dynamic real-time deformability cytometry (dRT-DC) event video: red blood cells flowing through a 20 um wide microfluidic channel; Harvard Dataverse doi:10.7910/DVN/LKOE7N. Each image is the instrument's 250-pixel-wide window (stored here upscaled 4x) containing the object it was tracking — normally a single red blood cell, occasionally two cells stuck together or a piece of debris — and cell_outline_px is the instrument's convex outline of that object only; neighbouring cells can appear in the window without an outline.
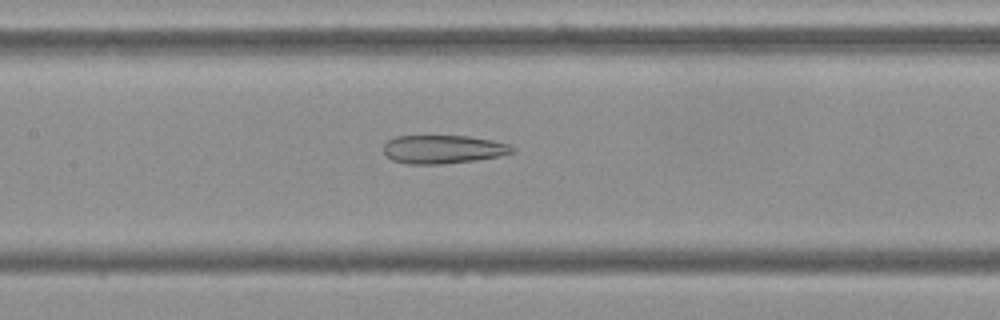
{"species": "Egyptian fruit bat (a non-hibernating species)", "species_latin": "Rousettus aegyptiacus", "temperature_condition": "cold", "stored_images_in_passage": 54, "camera_frame_rate_fps": 3000, "um_per_image_px": 0.085, "frame": {"image": 1, "passage_image": 25, "time_ms": 8.0, "image_size_px": [1000, 320], "cell_outline_px": [[516, 152], [476, 160], [444, 164], [408, 164], [392, 160], [384, 152], [384, 144], [388, 140], [396, 136], [468, 136], [492, 140], [508, 144], [516, 148]], "centroid_in_image_um": [37.67, 12.69], "position_along_channel_um": 169.7, "area_um2": 21.33}}
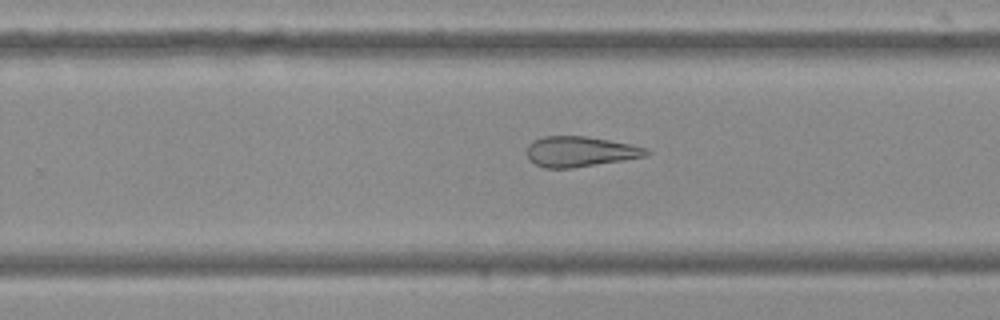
{"frame": {"image": 2, "passage_image": 34, "time_ms": 11.0, "image_size_px": [1000, 320], "cell_outline_px": [[652, 152], [644, 156], [624, 160], [572, 168], [544, 168], [528, 160], [528, 144], [532, 140], [544, 136], [584, 136], [632, 144], [648, 148]], "centroid_in_image_um": [49.31, 12.88], "position_along_channel_um": 280.5, "area_um2": 21.15}}
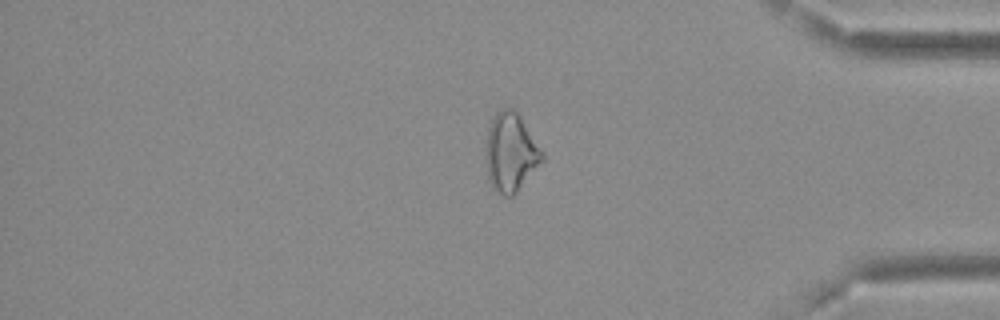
{"frame": {"image": 3, "passage_image": 45, "time_ms": 14.667, "image_size_px": [1000, 320], "cell_outline_px": [[544, 160], [516, 192], [512, 196], [504, 196], [492, 188], [488, 180], [488, 124], [496, 112], [504, 108], [512, 108], [520, 116], [544, 152]], "centroid_in_image_um": [43.44, 12.95], "position_along_channel_um": 391.8, "area_um2": 25.37}, "authors_computed_cell_mechanics": {"area_um2": 25.8655, "velocity_mm_per_s": 3.7032, "shape_relaxation_time_tau1_ms": null, "shape_relaxation_time_tau2_ms": 3.8804, "deformation_change_tau1": null, "deformation_change_tau2": 0.1432}}